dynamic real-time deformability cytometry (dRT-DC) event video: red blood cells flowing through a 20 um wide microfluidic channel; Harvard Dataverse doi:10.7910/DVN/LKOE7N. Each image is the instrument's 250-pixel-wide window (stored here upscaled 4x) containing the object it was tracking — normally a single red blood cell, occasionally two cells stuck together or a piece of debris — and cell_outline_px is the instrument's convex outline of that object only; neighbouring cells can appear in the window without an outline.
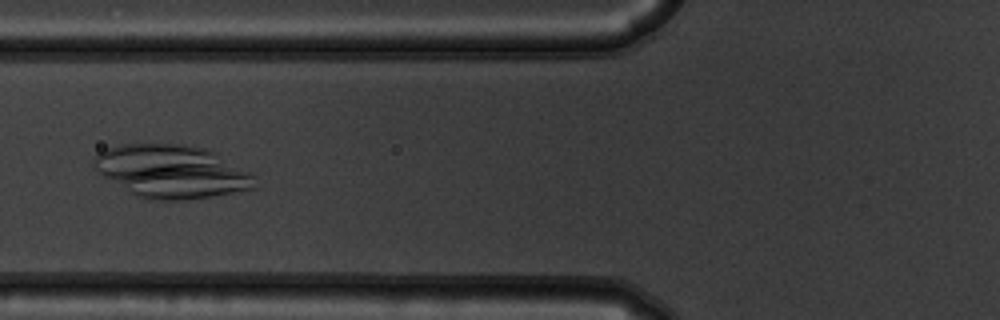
{"species": "common noctule bat (a hibernating species)", "species_latin": "Nyctalus noctula", "temperature_condition": "warm", "stored_images_in_passage": 54, "camera_frame_rate_fps": 3000, "um_per_image_px": 0.085, "animal": {"sex": "male", "body_mass_g": 19.5, "forearm_length_mm": 54.6}, "frame": {"image": 1, "passage_image": 21, "time_ms": 6.667, "image_size_px": [1000, 320], "cell_outline_px": [[256, 188], [212, 196], [184, 200], [156, 200], [136, 196], [96, 172], [92, 168], [92, 160], [104, 148], [120, 144], [184, 144], [204, 148], [216, 152], [248, 172], [252, 176]], "centroid_in_image_um": [14.52, 14.56], "position_along_channel_um": 111.3, "area_um2": 49.59}}
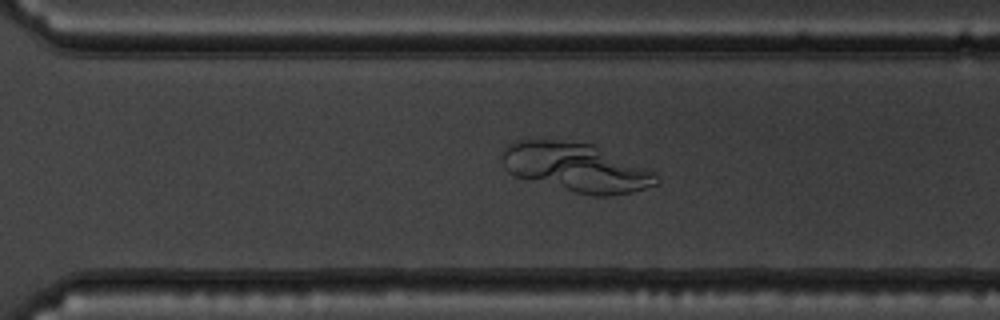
{"frame": {"image": 2, "passage_image": 38, "time_ms": 12.333, "image_size_px": [1000, 320], "cell_outline_px": [[660, 184], [632, 192], [608, 196], [592, 196], [524, 180], [512, 176], [504, 168], [500, 156], [500, 152], [504, 148], [516, 140], [556, 140], [596, 144], [656, 172], [660, 180]], "centroid_in_image_um": [48.97, 14.24], "position_along_channel_um": 321.6, "area_um2": 44.85}}